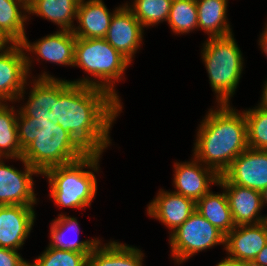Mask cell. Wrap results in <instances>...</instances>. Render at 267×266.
Wrapping results in <instances>:
<instances>
[{
  "mask_svg": "<svg viewBox=\"0 0 267 266\" xmlns=\"http://www.w3.org/2000/svg\"><path fill=\"white\" fill-rule=\"evenodd\" d=\"M122 110L106 90L58 78L56 123L68 132L69 144L81 158L101 160L112 145L110 130Z\"/></svg>",
  "mask_w": 267,
  "mask_h": 266,
  "instance_id": "1",
  "label": "cell"
},
{
  "mask_svg": "<svg viewBox=\"0 0 267 266\" xmlns=\"http://www.w3.org/2000/svg\"><path fill=\"white\" fill-rule=\"evenodd\" d=\"M216 105L198 125L192 156L221 176L248 148L247 122L244 111H238L232 102Z\"/></svg>",
  "mask_w": 267,
  "mask_h": 266,
  "instance_id": "2",
  "label": "cell"
},
{
  "mask_svg": "<svg viewBox=\"0 0 267 266\" xmlns=\"http://www.w3.org/2000/svg\"><path fill=\"white\" fill-rule=\"evenodd\" d=\"M17 133L21 157L41 175L49 168L81 158L71 148L68 132L56 122L24 117L18 112Z\"/></svg>",
  "mask_w": 267,
  "mask_h": 266,
  "instance_id": "3",
  "label": "cell"
},
{
  "mask_svg": "<svg viewBox=\"0 0 267 266\" xmlns=\"http://www.w3.org/2000/svg\"><path fill=\"white\" fill-rule=\"evenodd\" d=\"M129 66L131 62L105 38L76 37L73 67L82 68L90 77L86 75L70 82L104 89L123 106L116 83L125 79V71Z\"/></svg>",
  "mask_w": 267,
  "mask_h": 266,
  "instance_id": "4",
  "label": "cell"
},
{
  "mask_svg": "<svg viewBox=\"0 0 267 266\" xmlns=\"http://www.w3.org/2000/svg\"><path fill=\"white\" fill-rule=\"evenodd\" d=\"M100 159L80 158L74 162L47 169L49 198L60 207L85 210L97 196ZM96 172V173H94Z\"/></svg>",
  "mask_w": 267,
  "mask_h": 266,
  "instance_id": "5",
  "label": "cell"
},
{
  "mask_svg": "<svg viewBox=\"0 0 267 266\" xmlns=\"http://www.w3.org/2000/svg\"><path fill=\"white\" fill-rule=\"evenodd\" d=\"M234 37V33L210 37L202 43L201 59L216 104H230L244 70L243 53Z\"/></svg>",
  "mask_w": 267,
  "mask_h": 266,
  "instance_id": "6",
  "label": "cell"
},
{
  "mask_svg": "<svg viewBox=\"0 0 267 266\" xmlns=\"http://www.w3.org/2000/svg\"><path fill=\"white\" fill-rule=\"evenodd\" d=\"M226 235L195 211L182 225L169 235L171 259L178 265L196 254L223 245Z\"/></svg>",
  "mask_w": 267,
  "mask_h": 266,
  "instance_id": "7",
  "label": "cell"
},
{
  "mask_svg": "<svg viewBox=\"0 0 267 266\" xmlns=\"http://www.w3.org/2000/svg\"><path fill=\"white\" fill-rule=\"evenodd\" d=\"M76 36L70 30H57L53 34H48L39 38L35 42H30L27 36L22 41V46L26 55L27 70L32 78H56L49 74V71L32 76L33 62L40 60L51 64L62 66H74ZM31 54V55H30ZM30 55V56H29ZM35 55V56H33ZM34 57L36 59H34ZM33 58V59H32ZM43 59V60H42Z\"/></svg>",
  "mask_w": 267,
  "mask_h": 266,
  "instance_id": "8",
  "label": "cell"
},
{
  "mask_svg": "<svg viewBox=\"0 0 267 266\" xmlns=\"http://www.w3.org/2000/svg\"><path fill=\"white\" fill-rule=\"evenodd\" d=\"M19 160L24 170H19L13 165H6L4 161ZM41 174L31 167L22 157L2 158L0 157V206L1 205H24L35 206L39 202L34 190V176ZM39 175V176H38Z\"/></svg>",
  "mask_w": 267,
  "mask_h": 266,
  "instance_id": "9",
  "label": "cell"
},
{
  "mask_svg": "<svg viewBox=\"0 0 267 266\" xmlns=\"http://www.w3.org/2000/svg\"><path fill=\"white\" fill-rule=\"evenodd\" d=\"M28 78L30 75L22 44H8L0 51V102L15 104Z\"/></svg>",
  "mask_w": 267,
  "mask_h": 266,
  "instance_id": "10",
  "label": "cell"
},
{
  "mask_svg": "<svg viewBox=\"0 0 267 266\" xmlns=\"http://www.w3.org/2000/svg\"><path fill=\"white\" fill-rule=\"evenodd\" d=\"M174 193L197 202L211 191V185H218L220 176L211 168L203 165L194 156L190 161L174 162Z\"/></svg>",
  "mask_w": 267,
  "mask_h": 266,
  "instance_id": "11",
  "label": "cell"
},
{
  "mask_svg": "<svg viewBox=\"0 0 267 266\" xmlns=\"http://www.w3.org/2000/svg\"><path fill=\"white\" fill-rule=\"evenodd\" d=\"M29 80L30 82H27L26 87L15 101V103L24 102V99H27L24 96L29 94L26 103L20 104L18 112L24 117L56 122L58 78H30ZM27 87L30 89L29 93L28 91L26 93Z\"/></svg>",
  "mask_w": 267,
  "mask_h": 266,
  "instance_id": "12",
  "label": "cell"
},
{
  "mask_svg": "<svg viewBox=\"0 0 267 266\" xmlns=\"http://www.w3.org/2000/svg\"><path fill=\"white\" fill-rule=\"evenodd\" d=\"M144 29L123 3L113 14L105 40L132 63L143 43Z\"/></svg>",
  "mask_w": 267,
  "mask_h": 266,
  "instance_id": "13",
  "label": "cell"
},
{
  "mask_svg": "<svg viewBox=\"0 0 267 266\" xmlns=\"http://www.w3.org/2000/svg\"><path fill=\"white\" fill-rule=\"evenodd\" d=\"M35 206H0V247L20 250L35 225Z\"/></svg>",
  "mask_w": 267,
  "mask_h": 266,
  "instance_id": "14",
  "label": "cell"
},
{
  "mask_svg": "<svg viewBox=\"0 0 267 266\" xmlns=\"http://www.w3.org/2000/svg\"><path fill=\"white\" fill-rule=\"evenodd\" d=\"M223 176L232 184L262 192L267 187V150L247 148Z\"/></svg>",
  "mask_w": 267,
  "mask_h": 266,
  "instance_id": "15",
  "label": "cell"
},
{
  "mask_svg": "<svg viewBox=\"0 0 267 266\" xmlns=\"http://www.w3.org/2000/svg\"><path fill=\"white\" fill-rule=\"evenodd\" d=\"M146 213L159 220L169 229V235L182 225L195 211L196 202L188 197L159 189L157 195L147 204Z\"/></svg>",
  "mask_w": 267,
  "mask_h": 266,
  "instance_id": "16",
  "label": "cell"
},
{
  "mask_svg": "<svg viewBox=\"0 0 267 266\" xmlns=\"http://www.w3.org/2000/svg\"><path fill=\"white\" fill-rule=\"evenodd\" d=\"M217 186L226 192L236 226L266 221V216L261 213L263 207L260 191L232 184L223 175L220 176Z\"/></svg>",
  "mask_w": 267,
  "mask_h": 266,
  "instance_id": "17",
  "label": "cell"
},
{
  "mask_svg": "<svg viewBox=\"0 0 267 266\" xmlns=\"http://www.w3.org/2000/svg\"><path fill=\"white\" fill-rule=\"evenodd\" d=\"M267 244V221L238 225L225 238L226 255L250 264Z\"/></svg>",
  "mask_w": 267,
  "mask_h": 266,
  "instance_id": "18",
  "label": "cell"
},
{
  "mask_svg": "<svg viewBox=\"0 0 267 266\" xmlns=\"http://www.w3.org/2000/svg\"><path fill=\"white\" fill-rule=\"evenodd\" d=\"M121 6L119 5L110 12L103 0H79L77 25H74L73 34L78 38H105L113 14Z\"/></svg>",
  "mask_w": 267,
  "mask_h": 266,
  "instance_id": "19",
  "label": "cell"
},
{
  "mask_svg": "<svg viewBox=\"0 0 267 266\" xmlns=\"http://www.w3.org/2000/svg\"><path fill=\"white\" fill-rule=\"evenodd\" d=\"M79 226L80 224L76 217H71L67 213H59L57 218L50 223V242L48 245L55 249L91 253L101 240L99 237L78 240L81 229ZM69 234L73 236L70 237Z\"/></svg>",
  "mask_w": 267,
  "mask_h": 266,
  "instance_id": "20",
  "label": "cell"
},
{
  "mask_svg": "<svg viewBox=\"0 0 267 266\" xmlns=\"http://www.w3.org/2000/svg\"><path fill=\"white\" fill-rule=\"evenodd\" d=\"M141 250L118 240L104 244L101 240L88 256V266H144Z\"/></svg>",
  "mask_w": 267,
  "mask_h": 266,
  "instance_id": "21",
  "label": "cell"
},
{
  "mask_svg": "<svg viewBox=\"0 0 267 266\" xmlns=\"http://www.w3.org/2000/svg\"><path fill=\"white\" fill-rule=\"evenodd\" d=\"M198 30L210 37L226 36L233 33L227 15L228 0H196Z\"/></svg>",
  "mask_w": 267,
  "mask_h": 266,
  "instance_id": "22",
  "label": "cell"
},
{
  "mask_svg": "<svg viewBox=\"0 0 267 266\" xmlns=\"http://www.w3.org/2000/svg\"><path fill=\"white\" fill-rule=\"evenodd\" d=\"M78 3L79 0H34L28 6V21L32 14L51 21L59 30L72 31Z\"/></svg>",
  "mask_w": 267,
  "mask_h": 266,
  "instance_id": "23",
  "label": "cell"
},
{
  "mask_svg": "<svg viewBox=\"0 0 267 266\" xmlns=\"http://www.w3.org/2000/svg\"><path fill=\"white\" fill-rule=\"evenodd\" d=\"M28 7L19 0H0V36L9 44H21L26 37Z\"/></svg>",
  "mask_w": 267,
  "mask_h": 266,
  "instance_id": "24",
  "label": "cell"
},
{
  "mask_svg": "<svg viewBox=\"0 0 267 266\" xmlns=\"http://www.w3.org/2000/svg\"><path fill=\"white\" fill-rule=\"evenodd\" d=\"M223 190V191H222ZM219 192L212 190L196 202V211L225 235L235 227L228 198L224 189Z\"/></svg>",
  "mask_w": 267,
  "mask_h": 266,
  "instance_id": "25",
  "label": "cell"
},
{
  "mask_svg": "<svg viewBox=\"0 0 267 266\" xmlns=\"http://www.w3.org/2000/svg\"><path fill=\"white\" fill-rule=\"evenodd\" d=\"M18 109L9 102H0V157L20 158L23 150L17 133Z\"/></svg>",
  "mask_w": 267,
  "mask_h": 266,
  "instance_id": "26",
  "label": "cell"
},
{
  "mask_svg": "<svg viewBox=\"0 0 267 266\" xmlns=\"http://www.w3.org/2000/svg\"><path fill=\"white\" fill-rule=\"evenodd\" d=\"M173 0H133L124 4L144 28L167 22Z\"/></svg>",
  "mask_w": 267,
  "mask_h": 266,
  "instance_id": "27",
  "label": "cell"
},
{
  "mask_svg": "<svg viewBox=\"0 0 267 266\" xmlns=\"http://www.w3.org/2000/svg\"><path fill=\"white\" fill-rule=\"evenodd\" d=\"M166 23L175 35L181 36L198 30L196 0H173Z\"/></svg>",
  "mask_w": 267,
  "mask_h": 266,
  "instance_id": "28",
  "label": "cell"
},
{
  "mask_svg": "<svg viewBox=\"0 0 267 266\" xmlns=\"http://www.w3.org/2000/svg\"><path fill=\"white\" fill-rule=\"evenodd\" d=\"M248 148L267 150V110L260 107L245 109Z\"/></svg>",
  "mask_w": 267,
  "mask_h": 266,
  "instance_id": "29",
  "label": "cell"
},
{
  "mask_svg": "<svg viewBox=\"0 0 267 266\" xmlns=\"http://www.w3.org/2000/svg\"><path fill=\"white\" fill-rule=\"evenodd\" d=\"M90 254L55 249L47 245L42 254L32 261L33 263L29 261V266H88Z\"/></svg>",
  "mask_w": 267,
  "mask_h": 266,
  "instance_id": "30",
  "label": "cell"
},
{
  "mask_svg": "<svg viewBox=\"0 0 267 266\" xmlns=\"http://www.w3.org/2000/svg\"><path fill=\"white\" fill-rule=\"evenodd\" d=\"M0 266H29L19 251L0 247Z\"/></svg>",
  "mask_w": 267,
  "mask_h": 266,
  "instance_id": "31",
  "label": "cell"
},
{
  "mask_svg": "<svg viewBox=\"0 0 267 266\" xmlns=\"http://www.w3.org/2000/svg\"><path fill=\"white\" fill-rule=\"evenodd\" d=\"M249 266H267V244L249 264Z\"/></svg>",
  "mask_w": 267,
  "mask_h": 266,
  "instance_id": "32",
  "label": "cell"
},
{
  "mask_svg": "<svg viewBox=\"0 0 267 266\" xmlns=\"http://www.w3.org/2000/svg\"><path fill=\"white\" fill-rule=\"evenodd\" d=\"M215 266H249V264L230 258L228 256H225V258L221 259L220 262L217 263Z\"/></svg>",
  "mask_w": 267,
  "mask_h": 266,
  "instance_id": "33",
  "label": "cell"
},
{
  "mask_svg": "<svg viewBox=\"0 0 267 266\" xmlns=\"http://www.w3.org/2000/svg\"><path fill=\"white\" fill-rule=\"evenodd\" d=\"M258 38V44L260 46L259 48L261 49L260 51H262L267 58V23H265L262 33Z\"/></svg>",
  "mask_w": 267,
  "mask_h": 266,
  "instance_id": "34",
  "label": "cell"
},
{
  "mask_svg": "<svg viewBox=\"0 0 267 266\" xmlns=\"http://www.w3.org/2000/svg\"><path fill=\"white\" fill-rule=\"evenodd\" d=\"M267 80V79H266ZM265 80V84H263L262 94L260 97V102H258L257 107L267 110V81Z\"/></svg>",
  "mask_w": 267,
  "mask_h": 266,
  "instance_id": "35",
  "label": "cell"
},
{
  "mask_svg": "<svg viewBox=\"0 0 267 266\" xmlns=\"http://www.w3.org/2000/svg\"><path fill=\"white\" fill-rule=\"evenodd\" d=\"M262 207L267 206V187L261 192ZM267 221V215H266Z\"/></svg>",
  "mask_w": 267,
  "mask_h": 266,
  "instance_id": "36",
  "label": "cell"
},
{
  "mask_svg": "<svg viewBox=\"0 0 267 266\" xmlns=\"http://www.w3.org/2000/svg\"><path fill=\"white\" fill-rule=\"evenodd\" d=\"M9 43L0 36V51L3 50Z\"/></svg>",
  "mask_w": 267,
  "mask_h": 266,
  "instance_id": "37",
  "label": "cell"
},
{
  "mask_svg": "<svg viewBox=\"0 0 267 266\" xmlns=\"http://www.w3.org/2000/svg\"><path fill=\"white\" fill-rule=\"evenodd\" d=\"M23 2L27 7L34 1V0H19Z\"/></svg>",
  "mask_w": 267,
  "mask_h": 266,
  "instance_id": "38",
  "label": "cell"
}]
</instances>
